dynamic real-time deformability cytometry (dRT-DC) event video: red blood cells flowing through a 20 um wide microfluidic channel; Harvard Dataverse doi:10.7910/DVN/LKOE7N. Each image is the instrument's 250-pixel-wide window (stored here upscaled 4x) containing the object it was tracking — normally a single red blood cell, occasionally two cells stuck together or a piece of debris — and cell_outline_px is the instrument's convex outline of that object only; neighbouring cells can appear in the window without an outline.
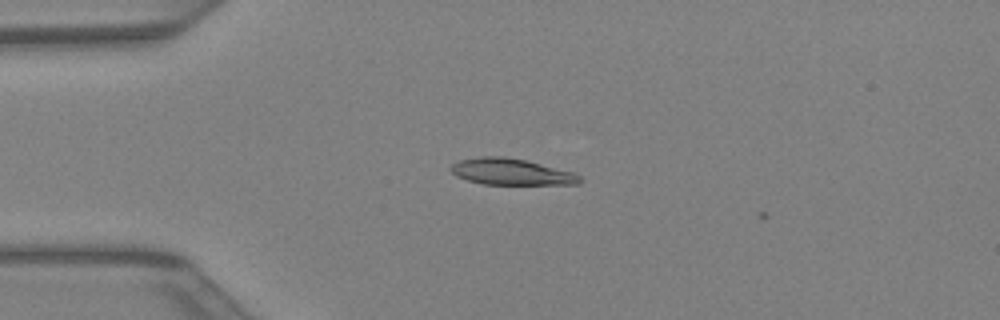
{"species": "Egyptian fruit bat (a non-hibernating species)", "species_latin": "Rousettus aegyptiacus", "temperature_condition": "warm", "stored_images_in_passage": 5, "camera_frame_rate_fps": 3000, "um_per_image_px": 0.085, "animal": {"sex": "female"}, "frame": {"image": 1, "passage_image": 2, "time_ms": 0.333, "image_size_px": [1000, 320], "cell_outline_px": [[584, 180], [580, 184], [484, 184], [468, 180], [456, 176], [448, 168], [452, 164], [460, 160], [480, 156], [504, 156], [524, 160], [572, 172], [580, 176]], "centroid_in_image_um": [43.43, 14.6], "position_along_channel_um": 41.6, "area_um2": 19.65}}